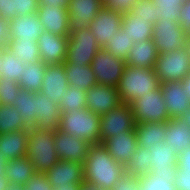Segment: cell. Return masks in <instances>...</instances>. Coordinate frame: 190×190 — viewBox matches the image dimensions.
<instances>
[{
  "label": "cell",
  "instance_id": "obj_1",
  "mask_svg": "<svg viewBox=\"0 0 190 190\" xmlns=\"http://www.w3.org/2000/svg\"><path fill=\"white\" fill-rule=\"evenodd\" d=\"M84 182L111 190L123 177L125 166L118 163L103 146L93 144L83 163Z\"/></svg>",
  "mask_w": 190,
  "mask_h": 190
},
{
  "label": "cell",
  "instance_id": "obj_2",
  "mask_svg": "<svg viewBox=\"0 0 190 190\" xmlns=\"http://www.w3.org/2000/svg\"><path fill=\"white\" fill-rule=\"evenodd\" d=\"M25 156L33 164L36 172L46 173L59 161L55 151L54 131L38 126L29 127Z\"/></svg>",
  "mask_w": 190,
  "mask_h": 190
},
{
  "label": "cell",
  "instance_id": "obj_3",
  "mask_svg": "<svg viewBox=\"0 0 190 190\" xmlns=\"http://www.w3.org/2000/svg\"><path fill=\"white\" fill-rule=\"evenodd\" d=\"M160 81L154 68L125 66L117 90L122 103L130 104L150 91H155Z\"/></svg>",
  "mask_w": 190,
  "mask_h": 190
},
{
  "label": "cell",
  "instance_id": "obj_4",
  "mask_svg": "<svg viewBox=\"0 0 190 190\" xmlns=\"http://www.w3.org/2000/svg\"><path fill=\"white\" fill-rule=\"evenodd\" d=\"M100 122V115L84 108L62 112L58 128L90 145L101 144Z\"/></svg>",
  "mask_w": 190,
  "mask_h": 190
},
{
  "label": "cell",
  "instance_id": "obj_5",
  "mask_svg": "<svg viewBox=\"0 0 190 190\" xmlns=\"http://www.w3.org/2000/svg\"><path fill=\"white\" fill-rule=\"evenodd\" d=\"M99 50L96 36L88 27H71L66 57L68 64L91 65Z\"/></svg>",
  "mask_w": 190,
  "mask_h": 190
},
{
  "label": "cell",
  "instance_id": "obj_6",
  "mask_svg": "<svg viewBox=\"0 0 190 190\" xmlns=\"http://www.w3.org/2000/svg\"><path fill=\"white\" fill-rule=\"evenodd\" d=\"M136 123L168 122V110L160 86L129 104Z\"/></svg>",
  "mask_w": 190,
  "mask_h": 190
},
{
  "label": "cell",
  "instance_id": "obj_7",
  "mask_svg": "<svg viewBox=\"0 0 190 190\" xmlns=\"http://www.w3.org/2000/svg\"><path fill=\"white\" fill-rule=\"evenodd\" d=\"M154 71L160 83L182 81L190 72V58L186 47L173 52L159 53Z\"/></svg>",
  "mask_w": 190,
  "mask_h": 190
},
{
  "label": "cell",
  "instance_id": "obj_8",
  "mask_svg": "<svg viewBox=\"0 0 190 190\" xmlns=\"http://www.w3.org/2000/svg\"><path fill=\"white\" fill-rule=\"evenodd\" d=\"M188 34L179 22L158 21L153 27L152 40L159 53L173 52L186 47Z\"/></svg>",
  "mask_w": 190,
  "mask_h": 190
},
{
  "label": "cell",
  "instance_id": "obj_9",
  "mask_svg": "<svg viewBox=\"0 0 190 190\" xmlns=\"http://www.w3.org/2000/svg\"><path fill=\"white\" fill-rule=\"evenodd\" d=\"M91 66L98 84L117 87L125 68V61L100 48Z\"/></svg>",
  "mask_w": 190,
  "mask_h": 190
},
{
  "label": "cell",
  "instance_id": "obj_10",
  "mask_svg": "<svg viewBox=\"0 0 190 190\" xmlns=\"http://www.w3.org/2000/svg\"><path fill=\"white\" fill-rule=\"evenodd\" d=\"M135 120L130 105L121 103L116 108L101 115V144L110 136L124 134L135 130Z\"/></svg>",
  "mask_w": 190,
  "mask_h": 190
},
{
  "label": "cell",
  "instance_id": "obj_11",
  "mask_svg": "<svg viewBox=\"0 0 190 190\" xmlns=\"http://www.w3.org/2000/svg\"><path fill=\"white\" fill-rule=\"evenodd\" d=\"M123 15L114 9L103 8L98 12L96 18L89 24L88 28L96 36L100 48L116 36L122 25Z\"/></svg>",
  "mask_w": 190,
  "mask_h": 190
},
{
  "label": "cell",
  "instance_id": "obj_12",
  "mask_svg": "<svg viewBox=\"0 0 190 190\" xmlns=\"http://www.w3.org/2000/svg\"><path fill=\"white\" fill-rule=\"evenodd\" d=\"M55 151L59 160L84 163L90 144L57 128L54 131Z\"/></svg>",
  "mask_w": 190,
  "mask_h": 190
},
{
  "label": "cell",
  "instance_id": "obj_13",
  "mask_svg": "<svg viewBox=\"0 0 190 190\" xmlns=\"http://www.w3.org/2000/svg\"><path fill=\"white\" fill-rule=\"evenodd\" d=\"M151 172L155 176L171 178L175 182L177 171L176 150L170 148L166 142H156L150 150Z\"/></svg>",
  "mask_w": 190,
  "mask_h": 190
},
{
  "label": "cell",
  "instance_id": "obj_14",
  "mask_svg": "<svg viewBox=\"0 0 190 190\" xmlns=\"http://www.w3.org/2000/svg\"><path fill=\"white\" fill-rule=\"evenodd\" d=\"M69 36L44 31L37 40L40 61L46 65L64 63L67 57Z\"/></svg>",
  "mask_w": 190,
  "mask_h": 190
},
{
  "label": "cell",
  "instance_id": "obj_15",
  "mask_svg": "<svg viewBox=\"0 0 190 190\" xmlns=\"http://www.w3.org/2000/svg\"><path fill=\"white\" fill-rule=\"evenodd\" d=\"M117 87L95 84L86 91V108L97 115H103L120 105Z\"/></svg>",
  "mask_w": 190,
  "mask_h": 190
},
{
  "label": "cell",
  "instance_id": "obj_16",
  "mask_svg": "<svg viewBox=\"0 0 190 190\" xmlns=\"http://www.w3.org/2000/svg\"><path fill=\"white\" fill-rule=\"evenodd\" d=\"M39 21L46 32L60 36H69L71 23L66 7H54L48 4H39L37 11Z\"/></svg>",
  "mask_w": 190,
  "mask_h": 190
},
{
  "label": "cell",
  "instance_id": "obj_17",
  "mask_svg": "<svg viewBox=\"0 0 190 190\" xmlns=\"http://www.w3.org/2000/svg\"><path fill=\"white\" fill-rule=\"evenodd\" d=\"M83 163L68 160H59L45 174L54 188L56 186H69L83 184Z\"/></svg>",
  "mask_w": 190,
  "mask_h": 190
},
{
  "label": "cell",
  "instance_id": "obj_18",
  "mask_svg": "<svg viewBox=\"0 0 190 190\" xmlns=\"http://www.w3.org/2000/svg\"><path fill=\"white\" fill-rule=\"evenodd\" d=\"M69 87L63 63L46 65L41 92L47 94L51 102L59 106V99Z\"/></svg>",
  "mask_w": 190,
  "mask_h": 190
},
{
  "label": "cell",
  "instance_id": "obj_19",
  "mask_svg": "<svg viewBox=\"0 0 190 190\" xmlns=\"http://www.w3.org/2000/svg\"><path fill=\"white\" fill-rule=\"evenodd\" d=\"M163 100L170 119L182 116L190 106V99L182 87L181 81H168L160 83Z\"/></svg>",
  "mask_w": 190,
  "mask_h": 190
},
{
  "label": "cell",
  "instance_id": "obj_20",
  "mask_svg": "<svg viewBox=\"0 0 190 190\" xmlns=\"http://www.w3.org/2000/svg\"><path fill=\"white\" fill-rule=\"evenodd\" d=\"M102 144L109 154L124 166L131 160L138 146L135 131H124V134L110 136Z\"/></svg>",
  "mask_w": 190,
  "mask_h": 190
},
{
  "label": "cell",
  "instance_id": "obj_21",
  "mask_svg": "<svg viewBox=\"0 0 190 190\" xmlns=\"http://www.w3.org/2000/svg\"><path fill=\"white\" fill-rule=\"evenodd\" d=\"M103 6V0H69L71 27H88Z\"/></svg>",
  "mask_w": 190,
  "mask_h": 190
},
{
  "label": "cell",
  "instance_id": "obj_22",
  "mask_svg": "<svg viewBox=\"0 0 190 190\" xmlns=\"http://www.w3.org/2000/svg\"><path fill=\"white\" fill-rule=\"evenodd\" d=\"M36 96V121L33 126L48 128L55 131L59 127L62 111L60 106L51 102L47 94L34 92Z\"/></svg>",
  "mask_w": 190,
  "mask_h": 190
},
{
  "label": "cell",
  "instance_id": "obj_23",
  "mask_svg": "<svg viewBox=\"0 0 190 190\" xmlns=\"http://www.w3.org/2000/svg\"><path fill=\"white\" fill-rule=\"evenodd\" d=\"M10 40L21 38L22 40L37 41L44 32L42 23L37 14L16 16L8 21Z\"/></svg>",
  "mask_w": 190,
  "mask_h": 190
},
{
  "label": "cell",
  "instance_id": "obj_24",
  "mask_svg": "<svg viewBox=\"0 0 190 190\" xmlns=\"http://www.w3.org/2000/svg\"><path fill=\"white\" fill-rule=\"evenodd\" d=\"M158 55L159 51L153 40H143L141 43L133 44L125 61V66L154 68Z\"/></svg>",
  "mask_w": 190,
  "mask_h": 190
},
{
  "label": "cell",
  "instance_id": "obj_25",
  "mask_svg": "<svg viewBox=\"0 0 190 190\" xmlns=\"http://www.w3.org/2000/svg\"><path fill=\"white\" fill-rule=\"evenodd\" d=\"M27 130H18L0 134V155L6 161L25 156Z\"/></svg>",
  "mask_w": 190,
  "mask_h": 190
},
{
  "label": "cell",
  "instance_id": "obj_26",
  "mask_svg": "<svg viewBox=\"0 0 190 190\" xmlns=\"http://www.w3.org/2000/svg\"><path fill=\"white\" fill-rule=\"evenodd\" d=\"M137 145L152 149L156 142H163L167 134V122L136 123Z\"/></svg>",
  "mask_w": 190,
  "mask_h": 190
},
{
  "label": "cell",
  "instance_id": "obj_27",
  "mask_svg": "<svg viewBox=\"0 0 190 190\" xmlns=\"http://www.w3.org/2000/svg\"><path fill=\"white\" fill-rule=\"evenodd\" d=\"M153 27L154 25L148 19H137L129 13L123 15L121 29L133 43H141L143 40L152 39Z\"/></svg>",
  "mask_w": 190,
  "mask_h": 190
},
{
  "label": "cell",
  "instance_id": "obj_28",
  "mask_svg": "<svg viewBox=\"0 0 190 190\" xmlns=\"http://www.w3.org/2000/svg\"><path fill=\"white\" fill-rule=\"evenodd\" d=\"M10 184L23 185L36 173L33 164L26 156L7 160L4 169Z\"/></svg>",
  "mask_w": 190,
  "mask_h": 190
},
{
  "label": "cell",
  "instance_id": "obj_29",
  "mask_svg": "<svg viewBox=\"0 0 190 190\" xmlns=\"http://www.w3.org/2000/svg\"><path fill=\"white\" fill-rule=\"evenodd\" d=\"M69 86H76L80 91H87L97 84L91 65L63 63Z\"/></svg>",
  "mask_w": 190,
  "mask_h": 190
},
{
  "label": "cell",
  "instance_id": "obj_30",
  "mask_svg": "<svg viewBox=\"0 0 190 190\" xmlns=\"http://www.w3.org/2000/svg\"><path fill=\"white\" fill-rule=\"evenodd\" d=\"M170 148L176 150L178 155L190 145V128L188 124L179 123L176 119L167 122V134L164 139Z\"/></svg>",
  "mask_w": 190,
  "mask_h": 190
},
{
  "label": "cell",
  "instance_id": "obj_31",
  "mask_svg": "<svg viewBox=\"0 0 190 190\" xmlns=\"http://www.w3.org/2000/svg\"><path fill=\"white\" fill-rule=\"evenodd\" d=\"M45 69L46 64L40 60L25 64L18 81L21 89L30 92L41 91Z\"/></svg>",
  "mask_w": 190,
  "mask_h": 190
},
{
  "label": "cell",
  "instance_id": "obj_32",
  "mask_svg": "<svg viewBox=\"0 0 190 190\" xmlns=\"http://www.w3.org/2000/svg\"><path fill=\"white\" fill-rule=\"evenodd\" d=\"M6 48L16 57H20L24 64L40 60V52L37 41L22 40L21 38H17L14 40H9Z\"/></svg>",
  "mask_w": 190,
  "mask_h": 190
},
{
  "label": "cell",
  "instance_id": "obj_33",
  "mask_svg": "<svg viewBox=\"0 0 190 190\" xmlns=\"http://www.w3.org/2000/svg\"><path fill=\"white\" fill-rule=\"evenodd\" d=\"M28 128L29 126L20 117V112L14 105H0V134Z\"/></svg>",
  "mask_w": 190,
  "mask_h": 190
},
{
  "label": "cell",
  "instance_id": "obj_34",
  "mask_svg": "<svg viewBox=\"0 0 190 190\" xmlns=\"http://www.w3.org/2000/svg\"><path fill=\"white\" fill-rule=\"evenodd\" d=\"M14 106L19 110L20 117L29 126L32 127L36 121V96L34 92L27 90L20 91L19 95L16 96Z\"/></svg>",
  "mask_w": 190,
  "mask_h": 190
},
{
  "label": "cell",
  "instance_id": "obj_35",
  "mask_svg": "<svg viewBox=\"0 0 190 190\" xmlns=\"http://www.w3.org/2000/svg\"><path fill=\"white\" fill-rule=\"evenodd\" d=\"M150 149L137 146L134 150L131 160L125 166L126 174L132 176H142L146 173H150L152 166L150 164Z\"/></svg>",
  "mask_w": 190,
  "mask_h": 190
},
{
  "label": "cell",
  "instance_id": "obj_36",
  "mask_svg": "<svg viewBox=\"0 0 190 190\" xmlns=\"http://www.w3.org/2000/svg\"><path fill=\"white\" fill-rule=\"evenodd\" d=\"M24 65L20 57H16L5 47L0 67V78L11 79L18 83L19 78L22 76Z\"/></svg>",
  "mask_w": 190,
  "mask_h": 190
},
{
  "label": "cell",
  "instance_id": "obj_37",
  "mask_svg": "<svg viewBox=\"0 0 190 190\" xmlns=\"http://www.w3.org/2000/svg\"><path fill=\"white\" fill-rule=\"evenodd\" d=\"M66 93L59 99L62 112L86 108V92L80 91L76 86H69Z\"/></svg>",
  "mask_w": 190,
  "mask_h": 190
},
{
  "label": "cell",
  "instance_id": "obj_38",
  "mask_svg": "<svg viewBox=\"0 0 190 190\" xmlns=\"http://www.w3.org/2000/svg\"><path fill=\"white\" fill-rule=\"evenodd\" d=\"M157 6L158 21L179 22L181 5L184 0H153Z\"/></svg>",
  "mask_w": 190,
  "mask_h": 190
},
{
  "label": "cell",
  "instance_id": "obj_39",
  "mask_svg": "<svg viewBox=\"0 0 190 190\" xmlns=\"http://www.w3.org/2000/svg\"><path fill=\"white\" fill-rule=\"evenodd\" d=\"M133 44V41L130 40L127 34L120 28L118 34L112 37V40L106 44L104 49L109 51L113 56H117L126 61Z\"/></svg>",
  "mask_w": 190,
  "mask_h": 190
},
{
  "label": "cell",
  "instance_id": "obj_40",
  "mask_svg": "<svg viewBox=\"0 0 190 190\" xmlns=\"http://www.w3.org/2000/svg\"><path fill=\"white\" fill-rule=\"evenodd\" d=\"M138 186L140 190H176L171 178L155 176L152 173L138 176Z\"/></svg>",
  "mask_w": 190,
  "mask_h": 190
},
{
  "label": "cell",
  "instance_id": "obj_41",
  "mask_svg": "<svg viewBox=\"0 0 190 190\" xmlns=\"http://www.w3.org/2000/svg\"><path fill=\"white\" fill-rule=\"evenodd\" d=\"M129 14L137 19H148L153 25L158 22L157 6L154 4L153 0H136L135 4L129 11Z\"/></svg>",
  "mask_w": 190,
  "mask_h": 190
},
{
  "label": "cell",
  "instance_id": "obj_42",
  "mask_svg": "<svg viewBox=\"0 0 190 190\" xmlns=\"http://www.w3.org/2000/svg\"><path fill=\"white\" fill-rule=\"evenodd\" d=\"M21 91L20 85L6 78H0V105H14L16 96Z\"/></svg>",
  "mask_w": 190,
  "mask_h": 190
},
{
  "label": "cell",
  "instance_id": "obj_43",
  "mask_svg": "<svg viewBox=\"0 0 190 190\" xmlns=\"http://www.w3.org/2000/svg\"><path fill=\"white\" fill-rule=\"evenodd\" d=\"M39 8V0H12V12L17 16L36 14Z\"/></svg>",
  "mask_w": 190,
  "mask_h": 190
},
{
  "label": "cell",
  "instance_id": "obj_44",
  "mask_svg": "<svg viewBox=\"0 0 190 190\" xmlns=\"http://www.w3.org/2000/svg\"><path fill=\"white\" fill-rule=\"evenodd\" d=\"M25 190H53L45 173L36 172L28 182L24 184Z\"/></svg>",
  "mask_w": 190,
  "mask_h": 190
},
{
  "label": "cell",
  "instance_id": "obj_45",
  "mask_svg": "<svg viewBox=\"0 0 190 190\" xmlns=\"http://www.w3.org/2000/svg\"><path fill=\"white\" fill-rule=\"evenodd\" d=\"M135 2L136 0H103L105 7L114 9L122 15L129 13Z\"/></svg>",
  "mask_w": 190,
  "mask_h": 190
},
{
  "label": "cell",
  "instance_id": "obj_46",
  "mask_svg": "<svg viewBox=\"0 0 190 190\" xmlns=\"http://www.w3.org/2000/svg\"><path fill=\"white\" fill-rule=\"evenodd\" d=\"M111 190H140L138 186V176L124 174Z\"/></svg>",
  "mask_w": 190,
  "mask_h": 190
},
{
  "label": "cell",
  "instance_id": "obj_47",
  "mask_svg": "<svg viewBox=\"0 0 190 190\" xmlns=\"http://www.w3.org/2000/svg\"><path fill=\"white\" fill-rule=\"evenodd\" d=\"M179 24L190 34V0H184L181 5Z\"/></svg>",
  "mask_w": 190,
  "mask_h": 190
},
{
  "label": "cell",
  "instance_id": "obj_48",
  "mask_svg": "<svg viewBox=\"0 0 190 190\" xmlns=\"http://www.w3.org/2000/svg\"><path fill=\"white\" fill-rule=\"evenodd\" d=\"M174 186L176 190H190V173H183L177 168Z\"/></svg>",
  "mask_w": 190,
  "mask_h": 190
},
{
  "label": "cell",
  "instance_id": "obj_49",
  "mask_svg": "<svg viewBox=\"0 0 190 190\" xmlns=\"http://www.w3.org/2000/svg\"><path fill=\"white\" fill-rule=\"evenodd\" d=\"M177 168L183 173H190V145L178 155Z\"/></svg>",
  "mask_w": 190,
  "mask_h": 190
},
{
  "label": "cell",
  "instance_id": "obj_50",
  "mask_svg": "<svg viewBox=\"0 0 190 190\" xmlns=\"http://www.w3.org/2000/svg\"><path fill=\"white\" fill-rule=\"evenodd\" d=\"M16 16L17 15L12 12V0H0V18L10 21Z\"/></svg>",
  "mask_w": 190,
  "mask_h": 190
},
{
  "label": "cell",
  "instance_id": "obj_51",
  "mask_svg": "<svg viewBox=\"0 0 190 190\" xmlns=\"http://www.w3.org/2000/svg\"><path fill=\"white\" fill-rule=\"evenodd\" d=\"M10 40L8 21L0 18V47H6Z\"/></svg>",
  "mask_w": 190,
  "mask_h": 190
},
{
  "label": "cell",
  "instance_id": "obj_52",
  "mask_svg": "<svg viewBox=\"0 0 190 190\" xmlns=\"http://www.w3.org/2000/svg\"><path fill=\"white\" fill-rule=\"evenodd\" d=\"M39 4H48L54 7H69V0H39Z\"/></svg>",
  "mask_w": 190,
  "mask_h": 190
},
{
  "label": "cell",
  "instance_id": "obj_53",
  "mask_svg": "<svg viewBox=\"0 0 190 190\" xmlns=\"http://www.w3.org/2000/svg\"><path fill=\"white\" fill-rule=\"evenodd\" d=\"M179 123L188 124L190 128V106L182 116L175 118Z\"/></svg>",
  "mask_w": 190,
  "mask_h": 190
},
{
  "label": "cell",
  "instance_id": "obj_54",
  "mask_svg": "<svg viewBox=\"0 0 190 190\" xmlns=\"http://www.w3.org/2000/svg\"><path fill=\"white\" fill-rule=\"evenodd\" d=\"M181 83L183 89H185V92L187 93L188 98L190 99V72L182 79Z\"/></svg>",
  "mask_w": 190,
  "mask_h": 190
},
{
  "label": "cell",
  "instance_id": "obj_55",
  "mask_svg": "<svg viewBox=\"0 0 190 190\" xmlns=\"http://www.w3.org/2000/svg\"><path fill=\"white\" fill-rule=\"evenodd\" d=\"M82 184H71L69 186H56L53 190H80Z\"/></svg>",
  "mask_w": 190,
  "mask_h": 190
},
{
  "label": "cell",
  "instance_id": "obj_56",
  "mask_svg": "<svg viewBox=\"0 0 190 190\" xmlns=\"http://www.w3.org/2000/svg\"><path fill=\"white\" fill-rule=\"evenodd\" d=\"M80 190H104L96 185H92V184H89V183H83L80 187Z\"/></svg>",
  "mask_w": 190,
  "mask_h": 190
},
{
  "label": "cell",
  "instance_id": "obj_57",
  "mask_svg": "<svg viewBox=\"0 0 190 190\" xmlns=\"http://www.w3.org/2000/svg\"><path fill=\"white\" fill-rule=\"evenodd\" d=\"M8 185V179L6 177H0V190H6Z\"/></svg>",
  "mask_w": 190,
  "mask_h": 190
},
{
  "label": "cell",
  "instance_id": "obj_58",
  "mask_svg": "<svg viewBox=\"0 0 190 190\" xmlns=\"http://www.w3.org/2000/svg\"><path fill=\"white\" fill-rule=\"evenodd\" d=\"M6 190H25V187L23 185L9 183Z\"/></svg>",
  "mask_w": 190,
  "mask_h": 190
},
{
  "label": "cell",
  "instance_id": "obj_59",
  "mask_svg": "<svg viewBox=\"0 0 190 190\" xmlns=\"http://www.w3.org/2000/svg\"><path fill=\"white\" fill-rule=\"evenodd\" d=\"M5 163H6V160L2 158L0 155V177H5V174H4Z\"/></svg>",
  "mask_w": 190,
  "mask_h": 190
},
{
  "label": "cell",
  "instance_id": "obj_60",
  "mask_svg": "<svg viewBox=\"0 0 190 190\" xmlns=\"http://www.w3.org/2000/svg\"><path fill=\"white\" fill-rule=\"evenodd\" d=\"M186 50H187L188 56H189V58H190V34H188V37H187Z\"/></svg>",
  "mask_w": 190,
  "mask_h": 190
},
{
  "label": "cell",
  "instance_id": "obj_61",
  "mask_svg": "<svg viewBox=\"0 0 190 190\" xmlns=\"http://www.w3.org/2000/svg\"><path fill=\"white\" fill-rule=\"evenodd\" d=\"M4 48L5 47H0V67H1V64H2V56H3ZM0 74H1V72H0Z\"/></svg>",
  "mask_w": 190,
  "mask_h": 190
}]
</instances>
